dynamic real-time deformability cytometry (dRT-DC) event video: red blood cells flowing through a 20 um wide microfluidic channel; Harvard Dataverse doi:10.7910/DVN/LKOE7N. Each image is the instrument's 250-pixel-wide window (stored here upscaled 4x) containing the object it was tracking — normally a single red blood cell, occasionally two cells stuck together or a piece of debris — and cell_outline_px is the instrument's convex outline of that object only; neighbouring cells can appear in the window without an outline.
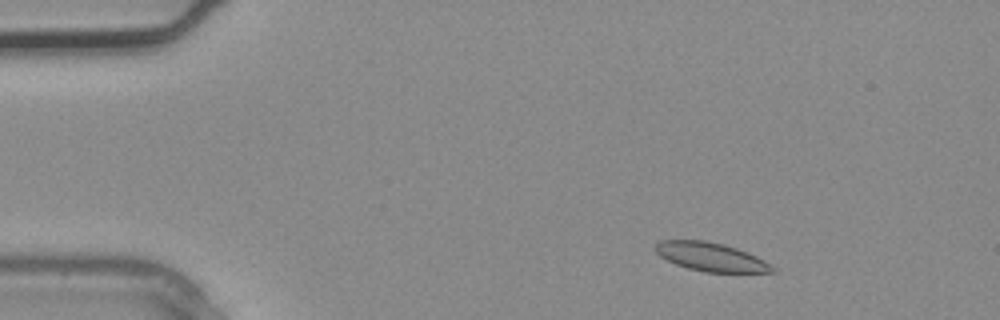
{"species": "common noctule bat (a hibernating species)", "species_latin": "Nyctalus noctula", "temperature_condition": "warm", "stored_images_in_passage": 2, "camera_frame_rate_fps": 3000, "um_per_image_px": 0.085, "animal": {"sex": "male", "body_mass_g": 20.4}, "frame": {"image": 1, "passage_image": 1, "time_ms": 0.0, "image_size_px": [1000, 320], "cell_outline_px": [[776, 272], [704, 272], [688, 268], [676, 264], [660, 256], [652, 248], [660, 240], [704, 240], [724, 244], [736, 248], [756, 256], [764, 260], [776, 268]], "centroid_in_image_um": [60.41, 21.83], "position_along_channel_um": 24.6, "area_um2": 19.48}}
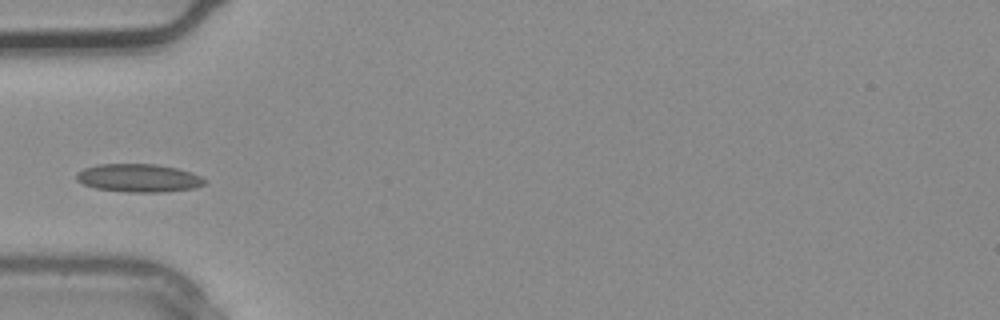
{"frame": {"image": 2, "passage_image": 2, "time_ms": 0.333, "image_size_px": [1000, 320], "cell_outline_px": [[208, 180], [204, 184], [196, 188], [164, 192], [128, 192], [96, 188], [84, 184], [76, 180], [76, 172], [84, 168], [96, 164], [156, 164], [176, 168], [192, 172]], "centroid_in_image_um": [11.8, 15.13], "position_along_channel_um": 73.2, "area_um2": 21.15}}